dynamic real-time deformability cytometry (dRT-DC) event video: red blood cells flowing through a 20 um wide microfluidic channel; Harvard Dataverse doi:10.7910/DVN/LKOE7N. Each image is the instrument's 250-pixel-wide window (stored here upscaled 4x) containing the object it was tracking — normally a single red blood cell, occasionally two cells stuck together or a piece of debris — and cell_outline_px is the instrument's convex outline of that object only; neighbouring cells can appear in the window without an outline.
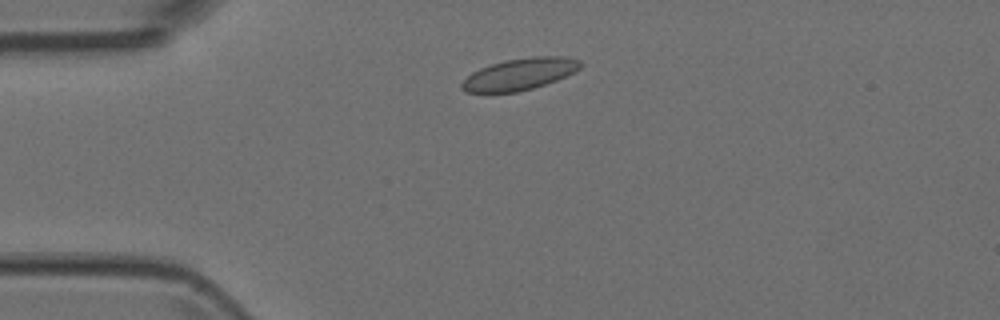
{"species": "Egyptian fruit bat (a non-hibernating species)", "species_latin": "Rousettus aegyptiacus", "temperature_condition": "room temperature", "stored_images_in_passage": 3, "camera_frame_rate_fps": 3000, "um_per_image_px": 0.085, "animal": {"sex": "female"}, "frame": {"image": 1, "passage_image": 2, "time_ms": 0.333, "image_size_px": [1000, 320], "cell_outline_px": [[584, 64], [580, 68], [556, 80], [532, 88], [516, 92], [464, 92], [460, 88], [460, 84], [472, 72], [480, 68], [504, 60], [532, 56], [568, 56], [580, 60]], "centroid_in_image_um": [44.17, 6.28], "position_along_channel_um": 40.8, "area_um2": 21.85}}